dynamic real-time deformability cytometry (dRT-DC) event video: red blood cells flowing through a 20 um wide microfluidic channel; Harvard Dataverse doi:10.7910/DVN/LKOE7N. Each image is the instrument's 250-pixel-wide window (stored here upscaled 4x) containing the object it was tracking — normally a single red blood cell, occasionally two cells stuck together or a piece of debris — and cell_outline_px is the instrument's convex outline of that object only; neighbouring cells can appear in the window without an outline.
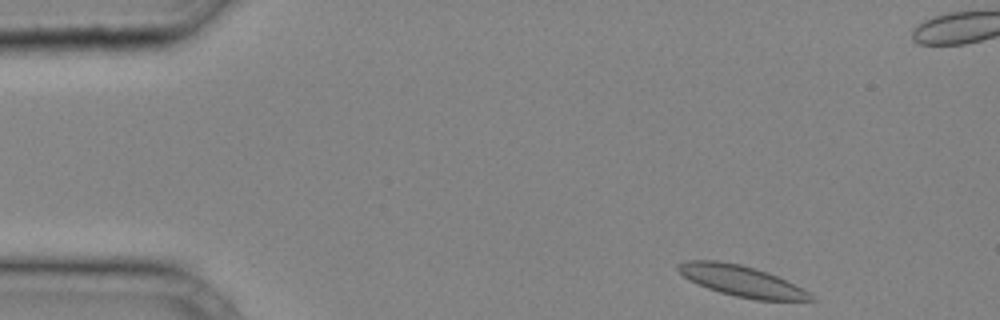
{"species": "common noctule bat (a hibernating species)", "species_latin": "Nyctalus noctula", "temperature_condition": "cold", "stored_images_in_passage": 32, "camera_frame_rate_fps": 3000, "um_per_image_px": 0.085, "animal": {"sex": "male", "body_mass_g": 20.4}, "frame": {"image": 1, "passage_image": 1, "time_ms": 0.0, "image_size_px": [1000, 320], "cell_outline_px": [[816, 300], [756, 300], [736, 296], [720, 292], [708, 288], [684, 276], [676, 268], [676, 264], [688, 260], [720, 260], [740, 264], [756, 268], [768, 272], [808, 292]], "centroid_in_image_um": [62.99, 23.86], "position_along_channel_um": 22.0, "area_um2": 23.41}}
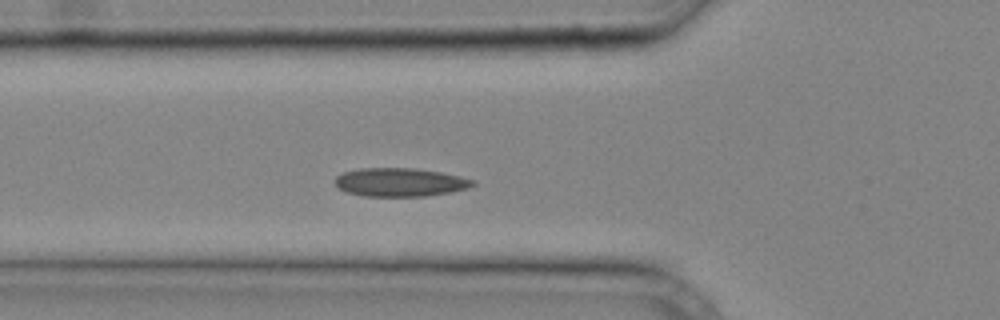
{"frame": {"image": 2, "passage_image": 10, "time_ms": 3.0, "image_size_px": [1000, 320], "cell_outline_px": [[476, 184], [468, 188], [452, 192], [424, 196], [364, 196], [348, 192], [340, 188], [336, 184], [336, 176], [344, 172], [360, 168], [412, 168], [440, 172], [460, 176], [476, 180]], "centroid_in_image_um": [34.05, 15.49], "position_along_channel_um": 91.7, "area_um2": 22.77}}